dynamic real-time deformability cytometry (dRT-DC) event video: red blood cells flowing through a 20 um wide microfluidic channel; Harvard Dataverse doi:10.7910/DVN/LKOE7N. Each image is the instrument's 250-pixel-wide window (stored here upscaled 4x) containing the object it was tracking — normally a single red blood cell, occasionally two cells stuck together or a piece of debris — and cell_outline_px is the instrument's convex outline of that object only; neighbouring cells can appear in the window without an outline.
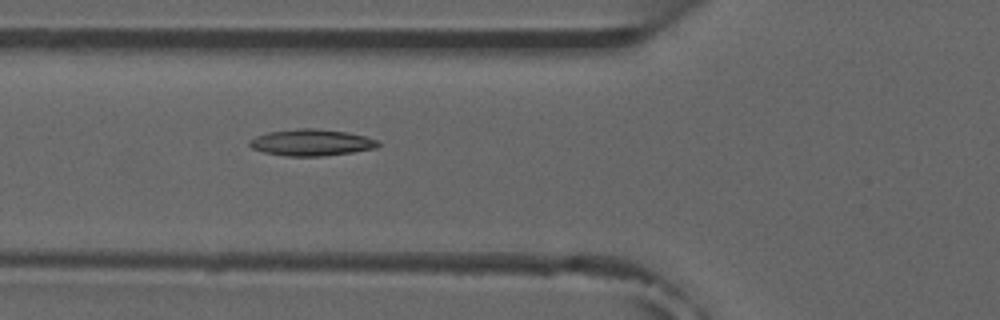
{"species": "common noctule bat (a hibernating species)", "species_latin": "Nyctalus noctula", "temperature_condition": "room temperature", "stored_images_in_passage": 6, "camera_frame_rate_fps": 3000, "um_per_image_px": 0.085, "animal": {"sex": "male", "forearm_length_mm": 52.5}, "frame": {"image": 1, "passage_image": 6, "time_ms": 5.667, "image_size_px": [1000, 320], "cell_outline_px": [[380, 144], [376, 148], [352, 152], [324, 156], [288, 156], [264, 152], [252, 148], [248, 144], [248, 140], [256, 136], [268, 132], [300, 128], [312, 128], [348, 132], [380, 140]], "centroid_in_image_um": [26.48, 12.11], "position_along_channel_um": 99.3, "area_um2": 19.88}}